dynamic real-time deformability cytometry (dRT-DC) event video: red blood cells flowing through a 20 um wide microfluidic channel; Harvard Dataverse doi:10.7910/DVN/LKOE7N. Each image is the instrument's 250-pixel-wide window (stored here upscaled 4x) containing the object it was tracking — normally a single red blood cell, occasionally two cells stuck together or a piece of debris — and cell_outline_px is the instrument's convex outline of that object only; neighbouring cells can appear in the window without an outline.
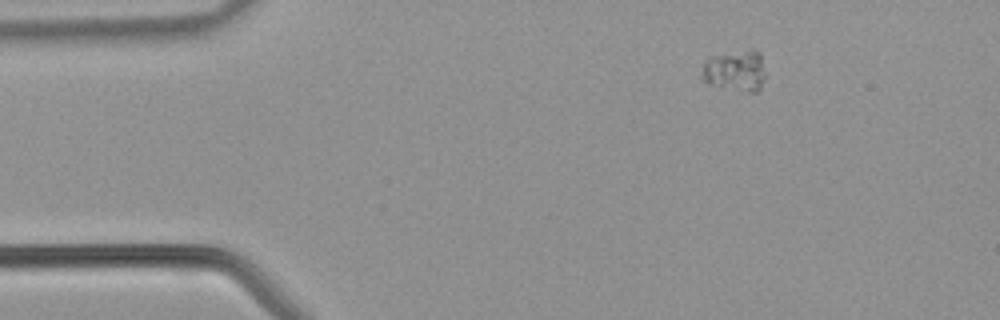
{"species": "common noctule bat (a hibernating species)", "species_latin": "Nyctalus noctula", "temperature_condition": "warm", "stored_images_in_passage": 37, "camera_frame_rate_fps": 3000, "um_per_image_px": 0.085, "animal": {"sex": "male", "body_mass_g": 21.5, "forearm_length_mm": 52.0}, "frame": {"image": 1, "passage_image": 1, "time_ms": 0.0, "image_size_px": [1000, 320], "cell_outline_px": [[764, 80], [760, 88], [756, 92], [748, 92], [704, 80], [700, 76], [704, 64], [712, 56], [744, 52], [756, 52], [760, 56], [764, 76]], "centroid_in_image_um": [62.5, 6.04], "position_along_channel_um": 22.5, "area_um2": 13.99}}
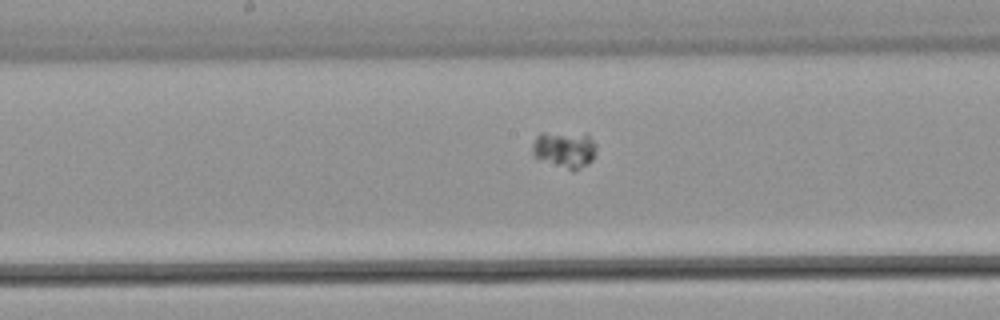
{"frame": {"image": 2, "passage_image": 16, "time_ms": 5.0, "image_size_px": [1000, 320], "cell_outline_px": [[596, 148], [592, 160], [588, 164], [572, 172], [536, 156], [532, 152], [532, 144], [536, 136], [540, 132], [588, 132], [596, 144]], "centroid_in_image_um": [48.03, 12.65], "position_along_channel_um": 200.2, "area_um2": 13.99}}
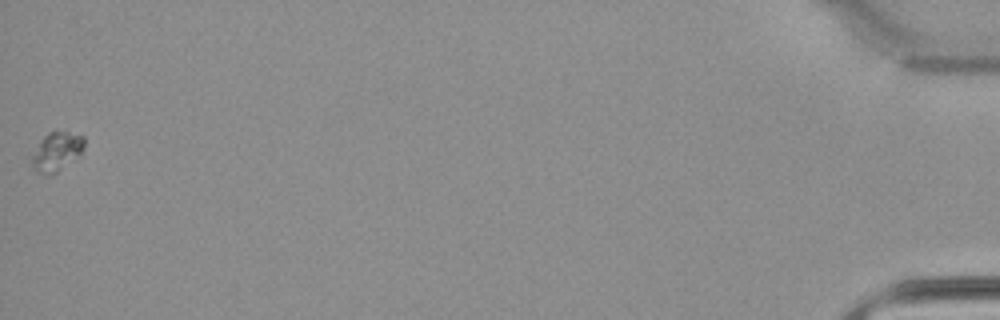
{"frame": {"image": 3, "passage_image": 37, "time_ms": 12.0, "image_size_px": [1000, 320], "cell_outline_px": [[84, 148], [80, 152], [52, 176], [48, 176], [36, 172], [32, 164], [32, 156], [40, 140], [48, 132], [68, 132], [84, 136]], "centroid_in_image_um": [4.78, 12.89], "position_along_channel_um": 430.4, "area_um2": 11.56}}